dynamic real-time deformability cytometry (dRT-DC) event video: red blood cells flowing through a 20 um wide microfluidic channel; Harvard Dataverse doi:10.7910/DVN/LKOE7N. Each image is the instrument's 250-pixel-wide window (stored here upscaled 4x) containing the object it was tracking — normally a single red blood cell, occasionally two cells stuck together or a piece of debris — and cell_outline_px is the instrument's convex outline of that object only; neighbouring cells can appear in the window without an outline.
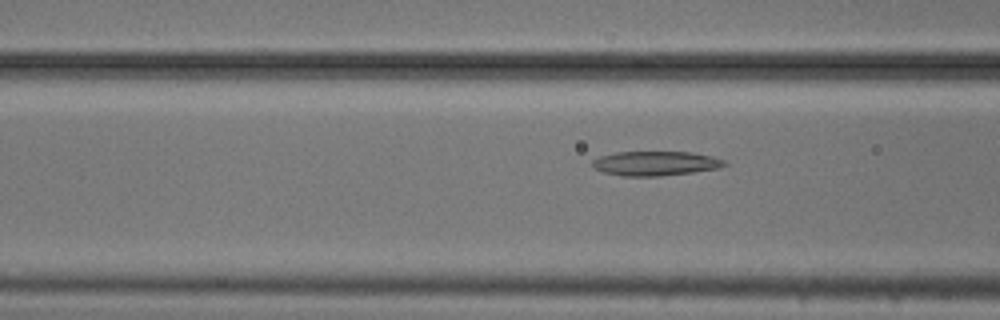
{"species": "common noctule bat (a hibernating species)", "species_latin": "Nyctalus noctula", "temperature_condition": "cold", "stored_images_in_passage": 3, "camera_frame_rate_fps": 3000, "um_per_image_px": 0.085, "animal": {"sex": "male", "body_mass_g": 20.5, "forearm_length_mm": 52.5}, "frame": {"image": 1, "passage_image": 3, "time_ms": 0.667, "image_size_px": [1000, 320], "cell_outline_px": [[728, 164], [720, 168], [692, 172], [660, 176], [620, 176], [604, 172], [592, 168], [592, 160], [600, 156], [616, 152], [692, 152], [712, 156], [724, 160]], "centroid_in_image_um": [55.7, 13.89], "position_along_channel_um": 110.9, "area_um2": 18.9}}